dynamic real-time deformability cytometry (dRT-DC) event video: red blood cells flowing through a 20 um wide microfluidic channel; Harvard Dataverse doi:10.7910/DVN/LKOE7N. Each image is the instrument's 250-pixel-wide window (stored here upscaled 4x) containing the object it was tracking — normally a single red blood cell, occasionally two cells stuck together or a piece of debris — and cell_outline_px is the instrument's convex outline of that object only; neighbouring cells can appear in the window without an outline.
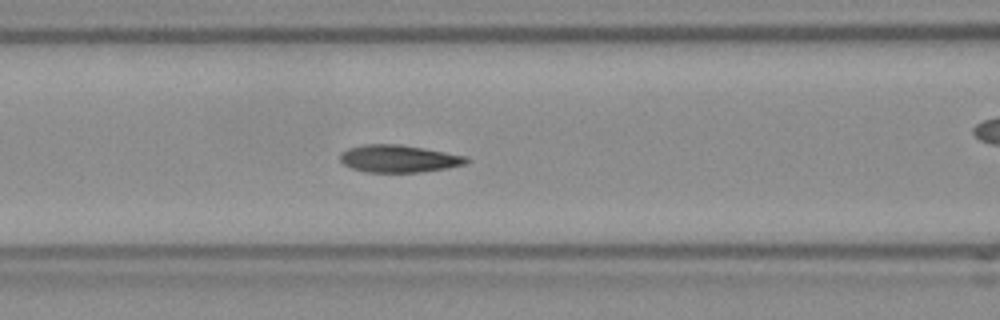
{"species": "Egyptian fruit bat (a non-hibernating species)", "species_latin": "Rousettus aegyptiacus", "temperature_condition": "room temperature", "stored_images_in_passage": 40, "camera_frame_rate_fps": 3000, "um_per_image_px": 0.085, "frame": {"image": 1, "passage_image": 7, "time_ms": 2.0, "image_size_px": [1000, 320], "cell_outline_px": [[472, 160], [464, 164], [448, 168], [416, 172], [368, 172], [352, 168], [344, 164], [340, 160], [340, 152], [348, 148], [364, 144], [400, 144], [424, 148], [468, 156]], "centroid_in_image_um": [33.91, 13.47], "position_along_channel_um": 132.7, "area_um2": 20.23}}
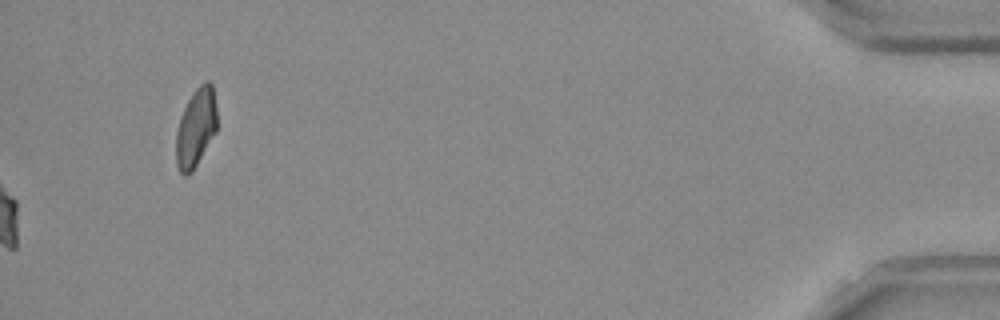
{"frame": {"image": 2, "passage_image": 40, "time_ms": 13.0, "image_size_px": [1000, 320], "cell_outline_px": [[216, 132], [192, 172], [184, 176], [180, 172], [176, 164], [176, 132], [180, 116], [188, 100], [196, 88], [204, 80], [208, 80], [212, 84], [216, 108]], "centroid_in_image_um": [16.64, 10.86], "position_along_channel_um": 418.6, "area_um2": 18.73}, "authors_computed_cell_mechanics": {"area_um2": 20.3456, "velocity_mm_per_s": 3.7851, "shape_relaxation_time_tau1_ms": 5.8205, "shape_relaxation_time_tau2_ms": 1.3425, "deformation_change_tau1": 0.1623, "deformation_change_tau2": 0.0695}}